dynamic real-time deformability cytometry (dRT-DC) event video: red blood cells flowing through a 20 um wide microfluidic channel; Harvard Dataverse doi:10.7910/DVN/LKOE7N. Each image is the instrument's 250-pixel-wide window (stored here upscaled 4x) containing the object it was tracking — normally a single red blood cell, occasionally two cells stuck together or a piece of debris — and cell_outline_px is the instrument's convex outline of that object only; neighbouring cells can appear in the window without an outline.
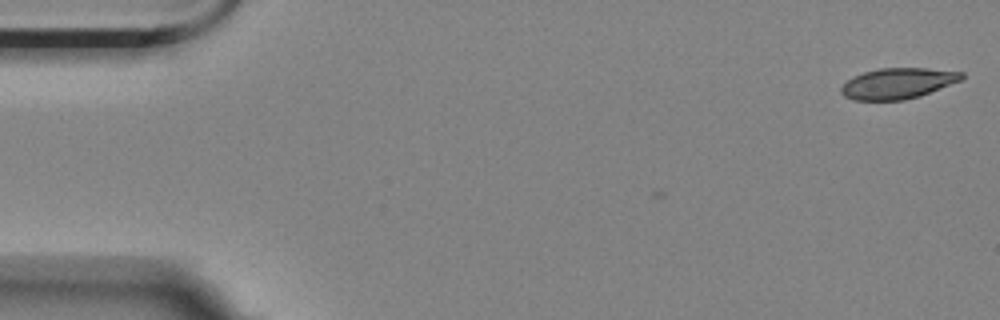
{"species": "Egyptian fruit bat (a non-hibernating species)", "species_latin": "Rousettus aegyptiacus", "temperature_condition": "room temperature", "stored_images_in_passage": 5, "camera_frame_rate_fps": 3000, "um_per_image_px": 0.085, "animal": {"sex": "female"}, "frame": {"image": 1, "passage_image": 1, "time_ms": 0.0, "image_size_px": [1000, 320], "cell_outline_px": [[964, 76], [960, 80], [920, 96], [904, 100], [856, 100], [844, 96], [840, 92], [840, 88], [852, 76], [864, 72], [880, 68], [928, 68], [964, 72]], "centroid_in_image_um": [76.3, 7.08], "position_along_channel_um": 8.7, "area_um2": 21.5}}
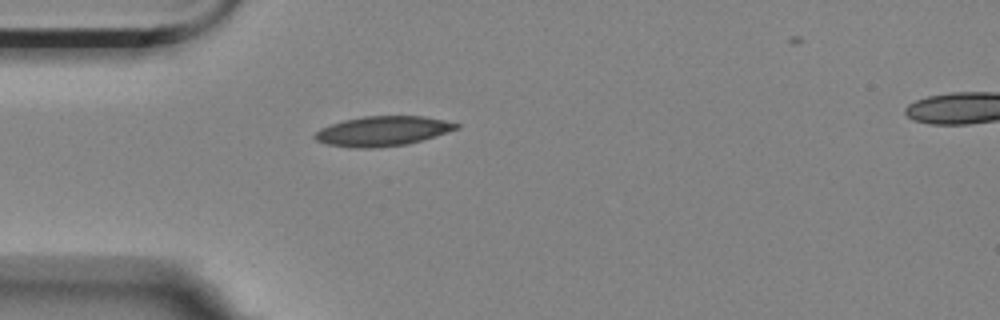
{"frame": {"image": 2, "passage_image": 5, "time_ms": 1.333, "image_size_px": [1000, 320], "cell_outline_px": [[460, 128], [408, 144], [368, 148], [356, 148], [328, 144], [316, 140], [312, 136], [320, 128], [344, 120], [364, 116], [424, 116], [444, 120], [460, 124]], "centroid_in_image_um": [32.53, 11.13], "position_along_channel_um": 52.5, "area_um2": 24.33}}